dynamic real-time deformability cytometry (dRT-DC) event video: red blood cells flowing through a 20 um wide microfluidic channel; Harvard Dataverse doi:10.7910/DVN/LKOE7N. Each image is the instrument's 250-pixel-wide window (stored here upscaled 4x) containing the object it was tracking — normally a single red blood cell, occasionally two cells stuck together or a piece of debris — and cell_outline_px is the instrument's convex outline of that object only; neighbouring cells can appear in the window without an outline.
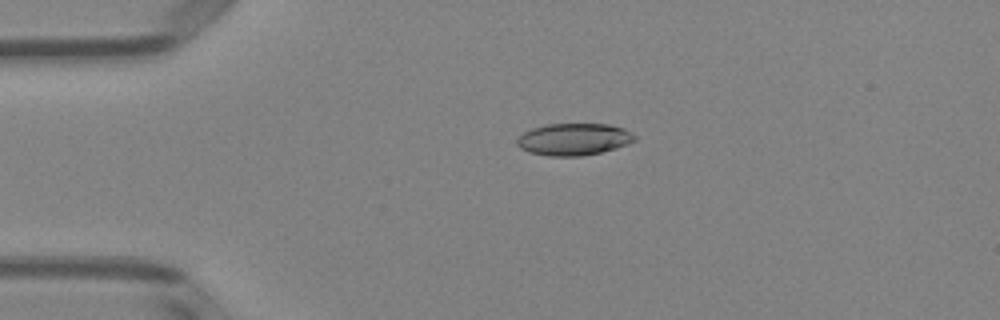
{"species": "Egyptian fruit bat (a non-hibernating species)", "species_latin": "Rousettus aegyptiacus", "temperature_condition": "room temperature", "stored_images_in_passage": 51, "camera_frame_rate_fps": 3000, "um_per_image_px": 0.085, "animal": {"sex": "female"}, "frame": {"image": 1, "passage_image": 12, "time_ms": 3.667, "image_size_px": [1000, 320], "cell_outline_px": [[636, 140], [628, 144], [616, 148], [600, 152], [580, 156], [548, 156], [528, 152], [520, 148], [516, 144], [516, 140], [524, 132], [532, 128], [548, 124], [608, 124], [624, 128], [632, 132], [636, 136]], "centroid_in_image_um": [48.78, 11.84], "position_along_channel_um": 36.2, "area_um2": 22.02}}
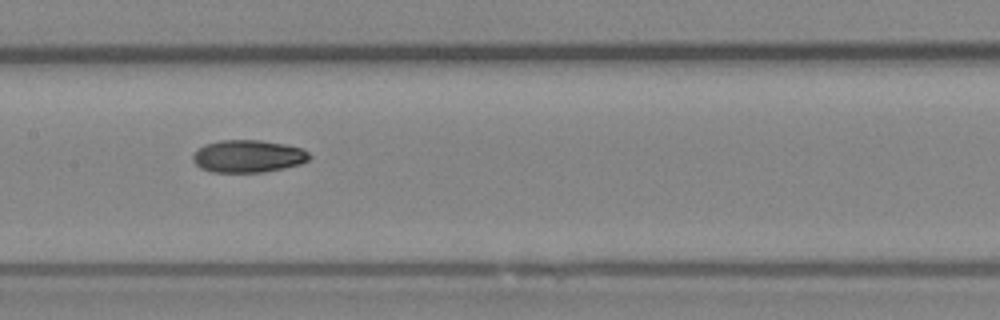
{"frame": {"image": 2, "passage_image": 26, "time_ms": 8.333, "image_size_px": [1000, 320], "cell_outline_px": [[312, 156], [308, 160], [300, 164], [284, 168], [264, 172], [212, 172], [200, 168], [192, 160], [192, 156], [204, 144], [220, 140], [260, 140], [284, 144], [304, 148]], "centroid_in_image_um": [21.11, 13.28], "position_along_channel_um": 186.3, "area_um2": 22.14}}
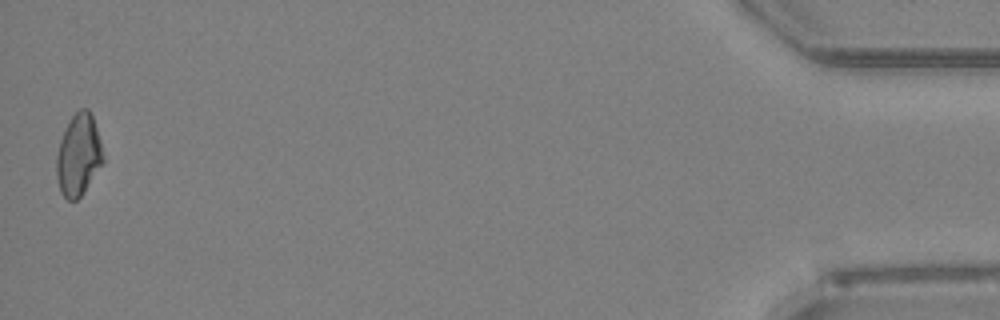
{"frame": {"image": 3, "passage_image": 51, "time_ms": 16.667, "image_size_px": [1000, 320], "cell_outline_px": [[104, 160], [80, 196], [76, 200], [68, 200], [60, 192], [56, 176], [56, 156], [60, 140], [72, 116], [80, 108], [88, 108], [92, 116], [100, 140]], "centroid_in_image_um": [6.65, 13.17], "position_along_channel_um": 428.5, "area_um2": 21.73}, "authors_computed_cell_mechanics": {"area_um2": 21.964, "velocity_mm_per_s": 4.0081, "shape_relaxation_time_tau1_ms": 3.668, "shape_relaxation_time_tau2_ms": 2.8774, "deformation_change_tau1": 0.1318, "deformation_change_tau2": 0.0833}}